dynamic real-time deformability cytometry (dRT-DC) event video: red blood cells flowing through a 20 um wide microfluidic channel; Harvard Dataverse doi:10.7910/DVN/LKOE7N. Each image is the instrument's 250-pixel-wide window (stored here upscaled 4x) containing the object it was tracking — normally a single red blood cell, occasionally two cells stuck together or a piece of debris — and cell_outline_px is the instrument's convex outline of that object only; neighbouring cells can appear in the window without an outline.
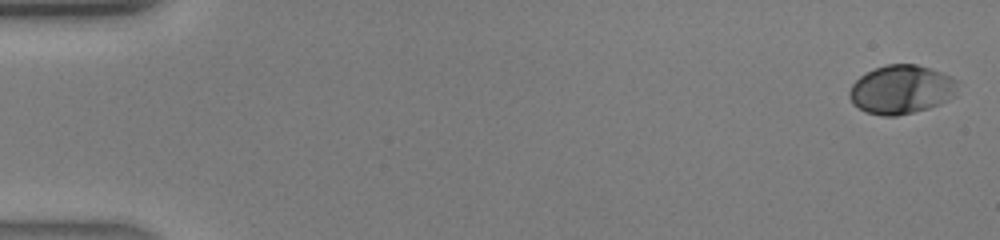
{"species": "human", "species_latin": "Homo sapiens", "temperature_condition": "warm", "stored_images_in_passage": 42, "camera_frame_rate_fps": 3000, "um_per_image_px": 0.085, "donor": {"sex": "male"}, "frame": {"image": 1, "passage_image": 1, "time_ms": 0.0, "image_size_px": [1000, 240], "cell_outline_px": [[960, 80], [940, 104], [928, 108], [896, 116], [884, 116], [868, 112], [852, 104], [848, 96], [848, 92], [852, 84], [860, 76], [876, 68], [888, 64], [916, 64], [952, 76]], "centroid_in_image_um": [76.54, 7.6], "position_along_channel_um": 8.5, "area_um2": 30.11}}
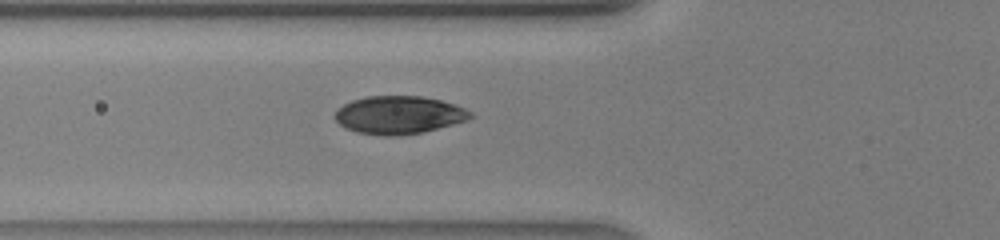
{"frame": {"image": 2, "passage_image": 16, "time_ms": 5.0, "image_size_px": [1000, 240], "cell_outline_px": [[472, 116], [464, 120], [452, 124], [420, 132], [396, 136], [384, 136], [356, 132], [340, 124], [336, 120], [336, 112], [344, 104], [352, 100], [368, 96], [420, 96], [440, 100], [464, 108], [472, 112]], "centroid_in_image_um": [33.88, 9.77], "position_along_channel_um": 91.9, "area_um2": 29.36}}
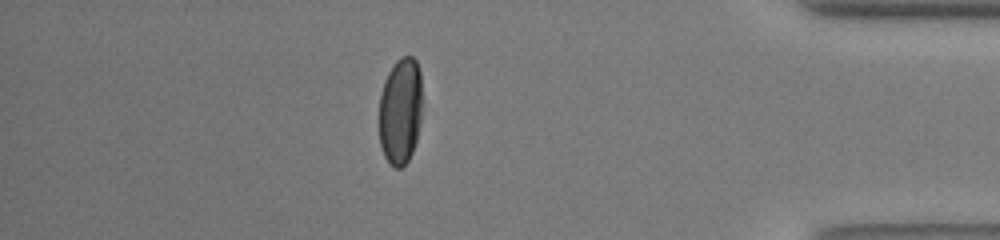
{"frame": {"image": 3, "passage_image": 37, "time_ms": 12.0, "image_size_px": [1000, 240], "cell_outline_px": [[420, 120], [416, 140], [412, 152], [408, 160], [400, 168], [396, 168], [384, 156], [380, 144], [380, 96], [384, 80], [388, 72], [396, 60], [400, 56], [412, 56], [416, 60], [420, 72]], "centroid_in_image_um": [34.02, 9.4], "position_along_channel_um": 401.2, "area_um2": 26.53}}